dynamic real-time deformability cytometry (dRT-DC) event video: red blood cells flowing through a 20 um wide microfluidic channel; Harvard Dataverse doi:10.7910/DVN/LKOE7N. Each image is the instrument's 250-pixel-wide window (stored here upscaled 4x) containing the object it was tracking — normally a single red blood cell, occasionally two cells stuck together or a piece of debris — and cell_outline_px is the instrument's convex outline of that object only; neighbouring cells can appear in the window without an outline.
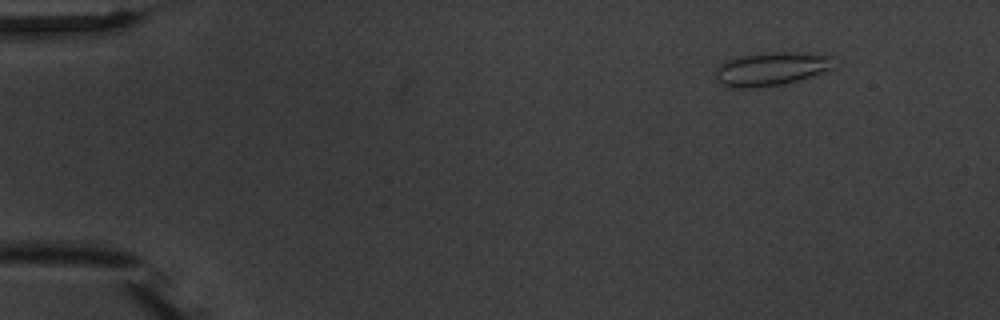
{"species": "common noctule bat (a hibernating species)", "species_latin": "Nyctalus noctula", "temperature_condition": "warm", "stored_images_in_passage": 4, "camera_frame_rate_fps": 3000, "um_per_image_px": 0.085, "animal": {"sex": "male", "body_mass_g": 20.1, "forearm_length_mm": 53.5}, "frame": {"image": 1, "passage_image": 1, "time_ms": 0.0, "image_size_px": [1000, 320], "cell_outline_px": [[836, 68], [796, 80], [780, 84], [752, 88], [732, 88], [720, 84], [716, 76], [716, 68], [728, 60], [740, 56], [772, 52], [792, 52], [832, 56]], "centroid_in_image_um": [65.56, 5.86], "position_along_channel_um": 19.4, "area_um2": 22.77}}
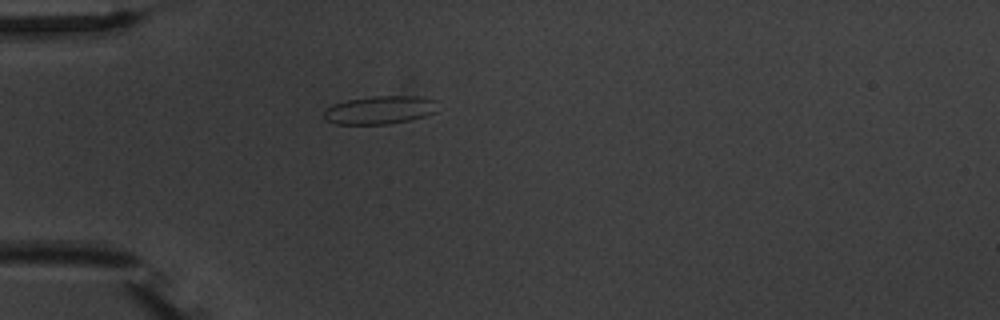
{"frame": {"image": 2, "passage_image": 4, "time_ms": 3.333, "image_size_px": [1000, 320], "cell_outline_px": [[440, 100], [436, 112], [424, 116], [408, 120], [388, 124], [336, 124], [324, 120], [324, 112], [332, 104], [348, 100], [372, 96], [420, 96]], "centroid_in_image_um": [32.34, 9.34], "position_along_channel_um": 52.7, "area_um2": 18.9}}